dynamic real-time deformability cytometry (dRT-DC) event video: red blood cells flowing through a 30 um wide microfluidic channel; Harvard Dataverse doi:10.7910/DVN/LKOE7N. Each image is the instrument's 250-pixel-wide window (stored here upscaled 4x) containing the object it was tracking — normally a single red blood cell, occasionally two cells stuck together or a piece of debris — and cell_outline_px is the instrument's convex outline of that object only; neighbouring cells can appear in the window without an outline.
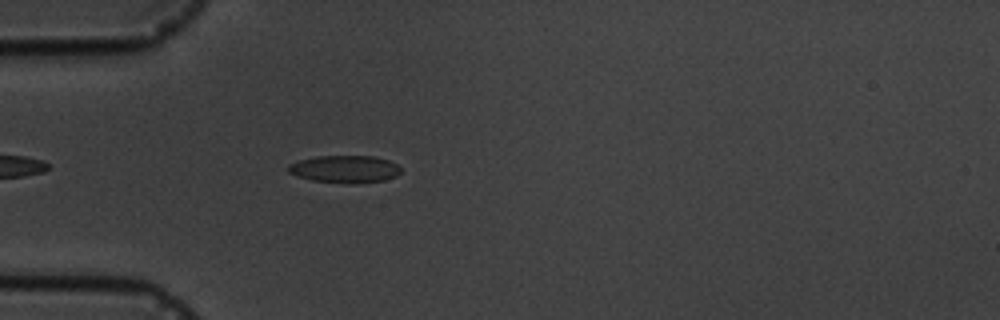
{"species": "common noctule bat (a hibernating species)", "species_latin": "Nyctalus noctula", "temperature_condition": "cold", "stored_images_in_passage": 5, "camera_frame_rate_fps": 3000, "um_per_image_px": 0.085, "animal": {"sex": "male", "body_mass_g": 19.5, "forearm_length_mm": 54.6}, "frame": {"image": 1, "passage_image": 5, "time_ms": 4.667, "image_size_px": [1000, 320], "cell_outline_px": [[400, 172], [396, 176], [384, 180], [356, 184], [348, 184], [312, 180], [296, 176], [288, 172], [288, 164], [300, 160], [316, 156], [372, 156], [388, 160], [396, 164], [400, 168]], "centroid_in_image_um": [29.29, 14.38], "position_along_channel_um": 55.7, "area_um2": 18.03}}